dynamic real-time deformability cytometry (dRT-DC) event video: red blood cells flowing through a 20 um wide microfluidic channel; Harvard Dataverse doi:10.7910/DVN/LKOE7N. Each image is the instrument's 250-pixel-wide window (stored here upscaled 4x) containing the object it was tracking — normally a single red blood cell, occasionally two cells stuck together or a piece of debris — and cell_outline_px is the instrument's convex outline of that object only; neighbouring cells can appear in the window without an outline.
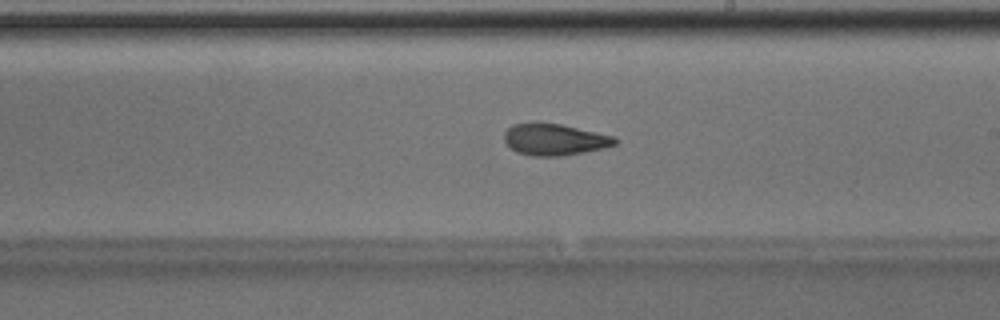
{"species": "Egyptian fruit bat (a non-hibernating species)", "species_latin": "Rousettus aegyptiacus", "temperature_condition": "room temperature", "stored_images_in_passage": 50, "camera_frame_rate_fps": 3000, "um_per_image_px": 0.085, "animal": {"sex": "male"}, "frame": {"image": 1, "passage_image": 29, "time_ms": 9.333, "image_size_px": [1000, 320], "cell_outline_px": [[616, 144], [604, 148], [564, 156], [532, 156], [516, 152], [504, 140], [504, 132], [512, 124], [560, 124], [616, 136]], "centroid_in_image_um": [47.16, 11.88], "position_along_channel_um": 241.8, "area_um2": 20.11}}
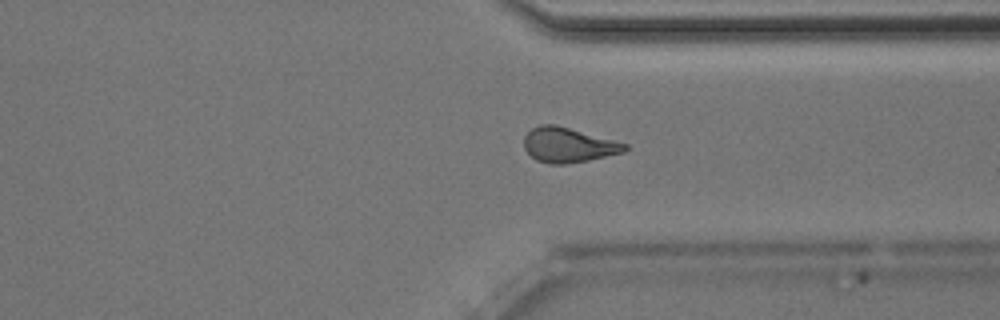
{"frame": {"image": 2, "passage_image": 38, "time_ms": 12.333, "image_size_px": [1000, 320], "cell_outline_px": [[628, 148], [624, 152], [588, 160], [568, 164], [548, 164], [536, 160], [524, 148], [524, 136], [532, 128], [540, 124], [556, 124], [628, 144]], "centroid_in_image_um": [48.29, 12.32], "position_along_channel_um": 363.1, "area_um2": 20.46}}
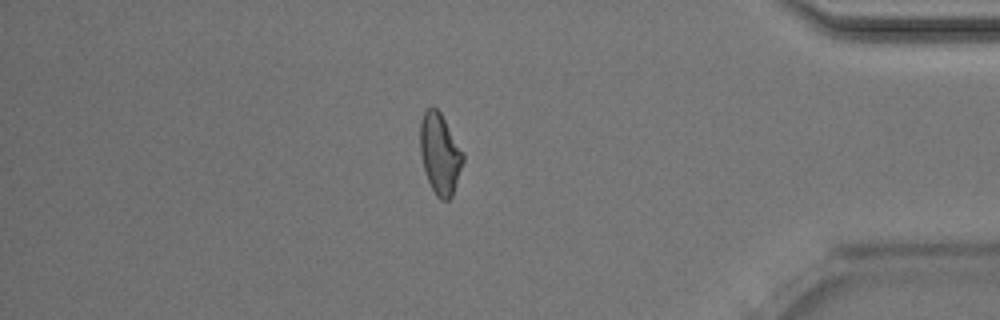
{"frame": {"image": 3, "passage_image": 43, "time_ms": 14.0, "image_size_px": [1000, 320], "cell_outline_px": [[464, 160], [452, 196], [448, 200], [440, 200], [436, 196], [428, 180], [424, 168], [420, 152], [420, 124], [424, 112], [428, 108], [436, 108], [440, 112], [464, 152]], "centroid_in_image_um": [37.4, 13.08], "position_along_channel_um": 397.8, "area_um2": 20.06}, "authors_computed_cell_mechanics": {"area_um2": 20.6635, "velocity_mm_per_s": 4.0387, "shape_relaxation_time_tau1_ms": 11.292, "shape_relaxation_time_tau2_ms": 2.8484, "deformation_change_tau1": 0.2748, "deformation_change_tau2": 0.1055}}